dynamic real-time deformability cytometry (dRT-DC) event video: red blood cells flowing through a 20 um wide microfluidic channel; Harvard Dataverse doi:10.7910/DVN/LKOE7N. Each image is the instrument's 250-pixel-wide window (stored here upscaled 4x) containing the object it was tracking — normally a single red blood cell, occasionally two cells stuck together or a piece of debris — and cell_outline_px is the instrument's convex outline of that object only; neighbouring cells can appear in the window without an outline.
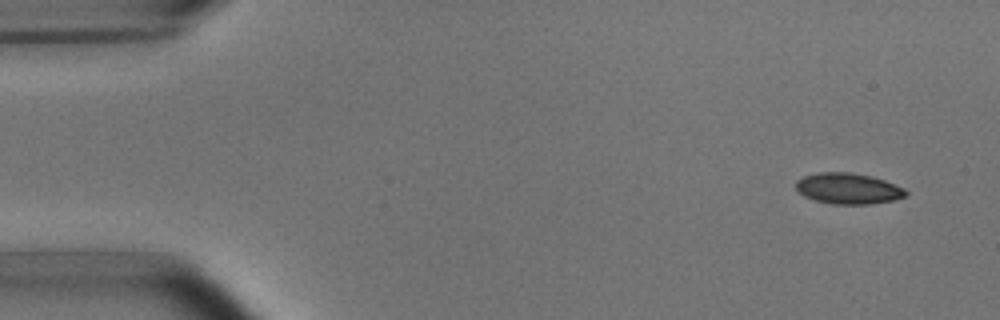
{"species": "common noctule bat (a hibernating species)", "species_latin": "Nyctalus noctula", "temperature_condition": "room temperature", "stored_images_in_passage": 14, "camera_frame_rate_fps": 3000, "um_per_image_px": 0.085, "animal": {"sex": "male", "body_mass_g": 15.6}, "frame": {"image": 1, "passage_image": 1, "time_ms": 0.0, "image_size_px": [1000, 320], "cell_outline_px": [[908, 196], [896, 200], [872, 204], [832, 204], [816, 200], [804, 196], [796, 188], [796, 180], [804, 176], [820, 172], [848, 172], [868, 176], [884, 180], [904, 188], [908, 192]], "centroid_in_image_um": [72.13, 16.04], "position_along_channel_um": 12.9, "area_um2": 19.77}}
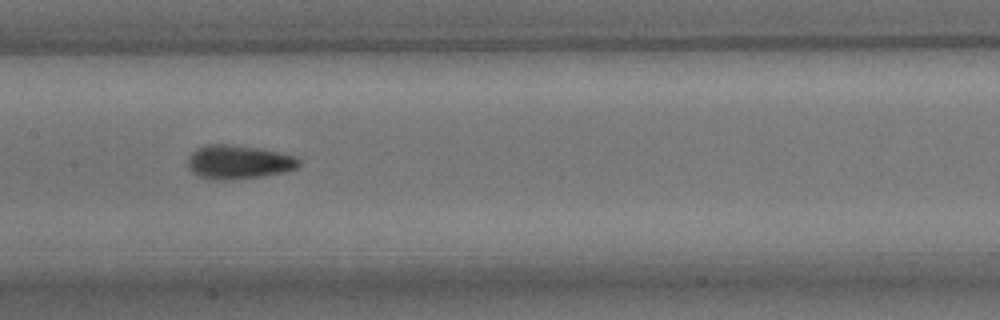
{"frame": {"image": 2, "passage_image": 7, "time_ms": 7.667, "image_size_px": [1000, 320], "cell_outline_px": [[300, 164], [296, 168], [284, 172], [264, 176], [232, 180], [216, 180], [200, 176], [192, 172], [188, 168], [188, 160], [192, 152], [196, 148], [204, 144], [224, 144], [256, 148], [296, 156], [300, 160]], "centroid_in_image_um": [20.26, 13.78], "position_along_channel_um": 187.1, "area_um2": 21.85}}
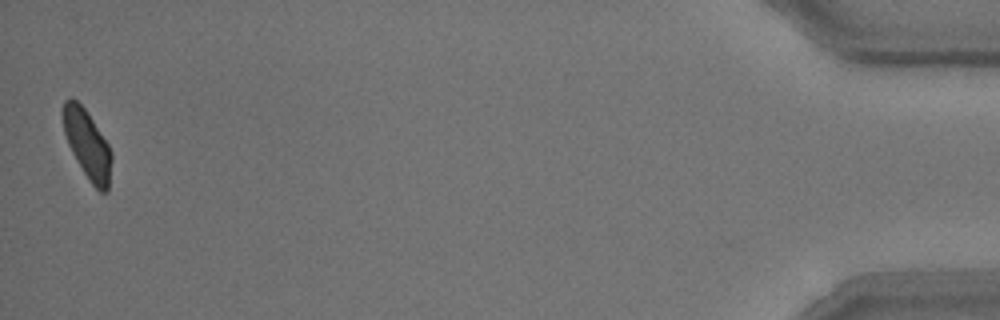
{"frame": {"image": 3, "passage_image": 14, "time_ms": 16.667, "image_size_px": [1000, 320], "cell_outline_px": [[112, 160], [108, 192], [100, 192], [92, 184], [84, 172], [72, 152], [68, 144], [64, 132], [60, 112], [64, 100], [72, 96], [84, 108], [108, 144], [112, 152]], "centroid_in_image_um": [7.4, 12.24], "position_along_channel_um": 427.8, "area_um2": 19.48}, "authors_computed_cell_mechanics": {"area_um2": 20.1144, "velocity_mm_per_s": 3.6906, "shape_relaxation_time_tau1_ms": 2.2764, "shape_relaxation_time_tau2_ms": 1.8019, "deformation_change_tau1": 0.0942, "deformation_change_tau2": 0.054}}